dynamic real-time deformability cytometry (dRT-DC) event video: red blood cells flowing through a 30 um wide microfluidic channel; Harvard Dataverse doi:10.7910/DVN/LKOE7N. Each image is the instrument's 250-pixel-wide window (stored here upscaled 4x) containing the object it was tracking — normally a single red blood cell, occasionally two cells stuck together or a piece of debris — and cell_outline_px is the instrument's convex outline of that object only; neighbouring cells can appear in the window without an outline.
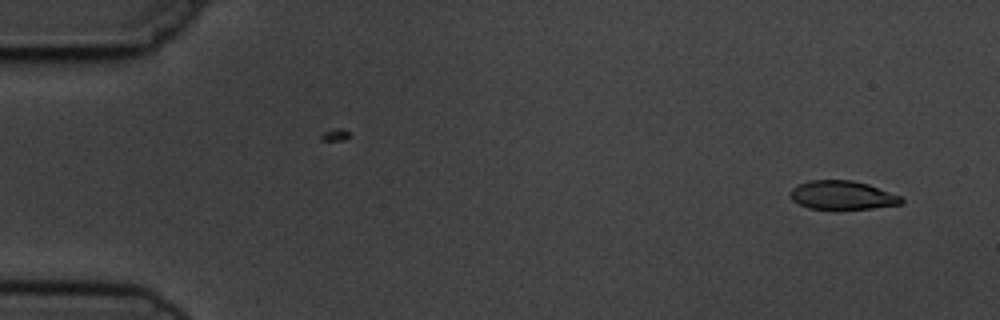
{"species": "common noctule bat (a hibernating species)", "species_latin": "Nyctalus noctula", "temperature_condition": "cold", "stored_images_in_passage": 5, "camera_frame_rate_fps": 3000, "um_per_image_px": 0.085, "animal": {"sex": "male", "body_mass_g": 19.5, "forearm_length_mm": 54.6}, "frame": {"image": 1, "passage_image": 1, "time_ms": 0.0, "image_size_px": [1000, 320], "cell_outline_px": [[904, 200], [900, 204], [872, 208], [808, 208], [792, 200], [788, 196], [788, 192], [792, 188], [808, 180], [852, 180], [868, 184], [900, 196]], "centroid_in_image_um": [71.55, 16.57], "position_along_channel_um": 13.5, "area_um2": 18.32}}